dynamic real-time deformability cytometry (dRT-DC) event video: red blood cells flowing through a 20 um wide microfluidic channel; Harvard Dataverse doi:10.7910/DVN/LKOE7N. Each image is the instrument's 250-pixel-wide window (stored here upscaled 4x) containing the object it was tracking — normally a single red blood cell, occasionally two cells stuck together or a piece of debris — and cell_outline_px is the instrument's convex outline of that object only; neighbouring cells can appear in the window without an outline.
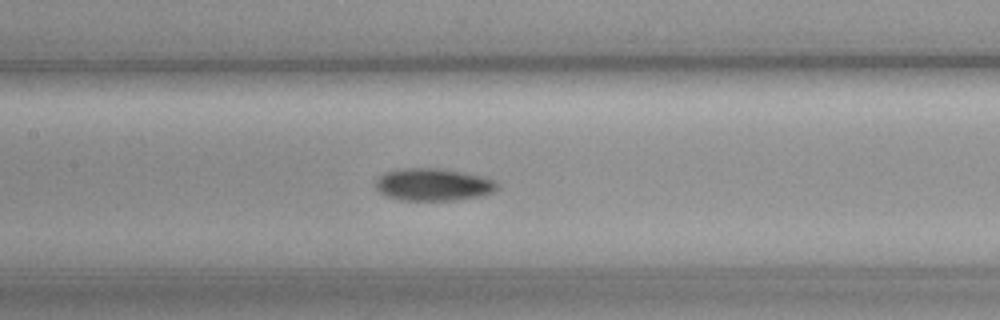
{"species": "common noctule bat (a hibernating species)", "species_latin": "Nyctalus noctula", "temperature_condition": "cold", "stored_images_in_passage": 45, "camera_frame_rate_fps": 3000, "um_per_image_px": 0.085, "animal": {"sex": "female", "body_mass_g": 19.3, "forearm_length_mm": 54.1}, "frame": {"image": 1, "passage_image": 14, "time_ms": 4.333, "image_size_px": [1000, 320], "cell_outline_px": [[500, 188], [496, 192], [480, 196], [456, 200], [400, 200], [388, 196], [380, 192], [376, 188], [376, 180], [380, 176], [388, 172], [404, 168], [436, 168], [460, 172], [480, 176], [496, 180]], "centroid_in_image_um": [36.88, 15.7], "position_along_channel_um": 170.5, "area_um2": 22.83}, "authors_computed_cell_mechanics": {"area_um2": 22.1952, "velocity_mm_per_s": 3.6198, "shape_relaxation_time_tau1_ms": 3.7886, "shape_relaxation_time_tau2_ms": null, "deformation_change_tau1": 0.0937, "deformation_change_tau2": null}}